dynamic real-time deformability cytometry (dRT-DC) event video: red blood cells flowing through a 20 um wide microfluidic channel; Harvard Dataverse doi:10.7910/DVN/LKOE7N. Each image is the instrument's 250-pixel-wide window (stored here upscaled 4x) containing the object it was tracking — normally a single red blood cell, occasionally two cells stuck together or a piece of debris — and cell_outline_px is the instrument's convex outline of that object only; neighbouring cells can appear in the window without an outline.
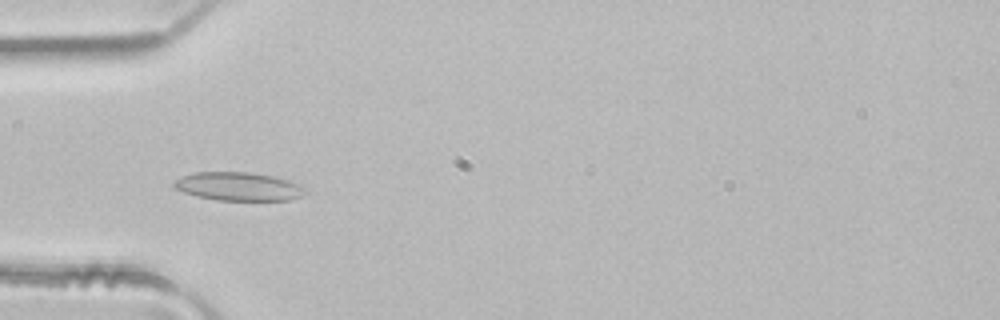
{"species": "common noctule bat (a hibernating species)", "species_latin": "Nyctalus noctula", "temperature_condition": "room temperature", "stored_images_in_passage": 49, "camera_frame_rate_fps": 3000, "um_per_image_px": 0.085, "animal": {"sex": "male", "body_mass_g": 21.5, "forearm_length_mm": 52.0}, "frame": {"image": 1, "passage_image": 15, "time_ms": 4.667, "image_size_px": [1000, 320], "cell_outline_px": [[308, 192], [300, 196], [288, 200], [216, 200], [184, 192], [176, 188], [172, 184], [180, 176], [192, 172], [252, 172], [272, 176], [288, 180], [304, 188]], "centroid_in_image_um": [20.25, 15.84], "position_along_channel_um": 64.7, "area_um2": 21.56}}
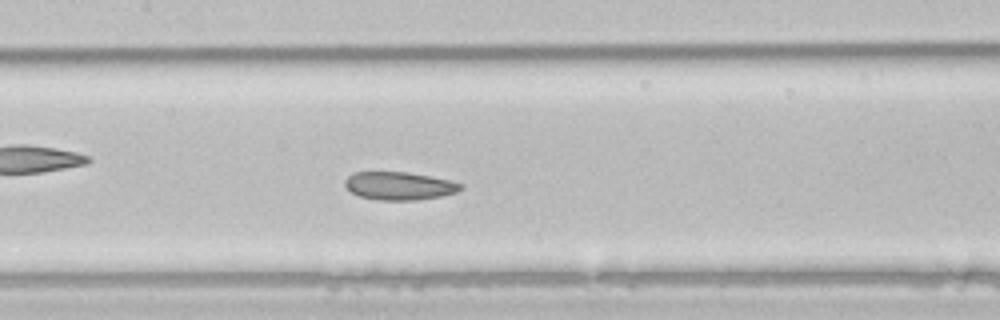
{"frame": {"image": 2, "passage_image": 23, "time_ms": 7.333, "image_size_px": [1000, 320], "cell_outline_px": [[464, 188], [456, 192], [440, 196], [416, 200], [376, 200], [360, 196], [352, 192], [344, 184], [344, 180], [352, 172], [408, 172], [448, 180], [464, 184]], "centroid_in_image_um": [33.93, 15.8], "position_along_channel_um": 173.5, "area_um2": 18.84}}
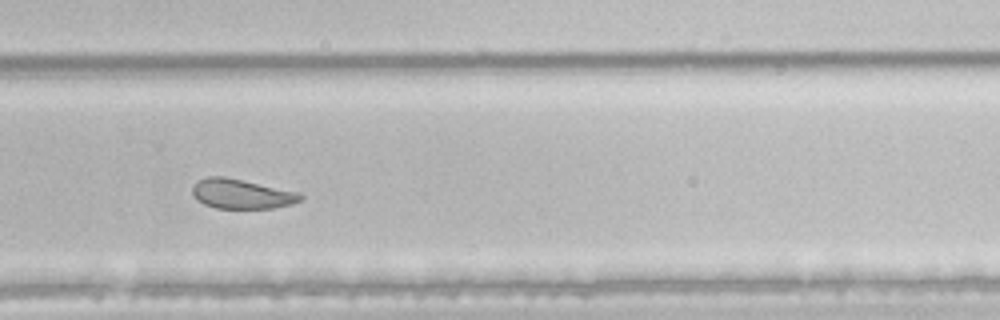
{"frame": {"image": 3, "passage_image": 33, "time_ms": 10.667, "image_size_px": [1000, 320], "cell_outline_px": [[304, 196], [300, 200], [292, 204], [272, 208], [216, 208], [204, 204], [196, 200], [192, 192], [192, 184], [196, 180], [208, 176], [224, 176], [300, 192]], "centroid_in_image_um": [20.5, 16.47], "position_along_channel_um": 309.3, "area_um2": 18.84}, "authors_computed_cell_mechanics": {"area_um2": 23.12, "velocity_mm_per_s": 4.0863, "shape_relaxation_time_tau1_ms": null, "shape_relaxation_time_tau2_ms": 1.6453, "deformation_change_tau1": null, "deformation_change_tau2": 0.075}}